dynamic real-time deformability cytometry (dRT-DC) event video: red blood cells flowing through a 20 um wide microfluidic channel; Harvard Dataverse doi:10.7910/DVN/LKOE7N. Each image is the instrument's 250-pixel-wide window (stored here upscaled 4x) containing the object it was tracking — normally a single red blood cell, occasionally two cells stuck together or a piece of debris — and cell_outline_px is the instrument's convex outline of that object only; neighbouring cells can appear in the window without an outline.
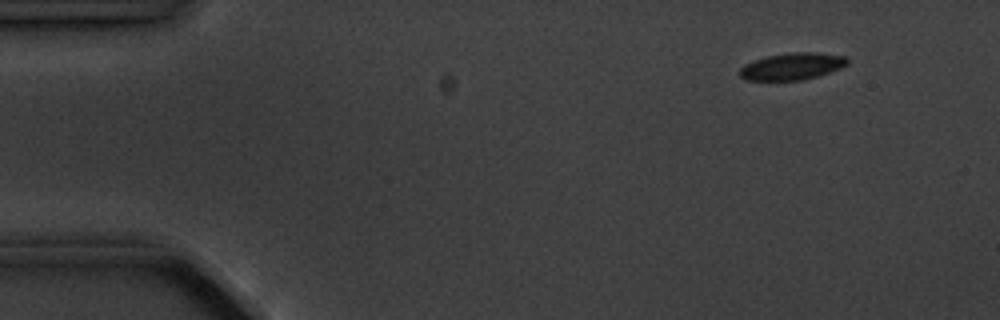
{"species": "common noctule bat (a hibernating species)", "species_latin": "Nyctalus noctula", "temperature_condition": "cold", "stored_images_in_passage": 4, "camera_frame_rate_fps": 3000, "um_per_image_px": 0.085, "animal": {"sex": "male", "body_mass_g": 20.1, "forearm_length_mm": 53.5}, "frame": {"image": 1, "passage_image": 1, "time_ms": 0.0, "image_size_px": [1000, 320], "cell_outline_px": [[848, 64], [840, 68], [816, 76], [800, 80], [744, 80], [740, 76], [740, 68], [744, 64], [768, 56], [792, 52], [820, 52], [848, 56]], "centroid_in_image_um": [67.36, 5.63], "position_along_channel_um": 17.6, "area_um2": 16.82}}